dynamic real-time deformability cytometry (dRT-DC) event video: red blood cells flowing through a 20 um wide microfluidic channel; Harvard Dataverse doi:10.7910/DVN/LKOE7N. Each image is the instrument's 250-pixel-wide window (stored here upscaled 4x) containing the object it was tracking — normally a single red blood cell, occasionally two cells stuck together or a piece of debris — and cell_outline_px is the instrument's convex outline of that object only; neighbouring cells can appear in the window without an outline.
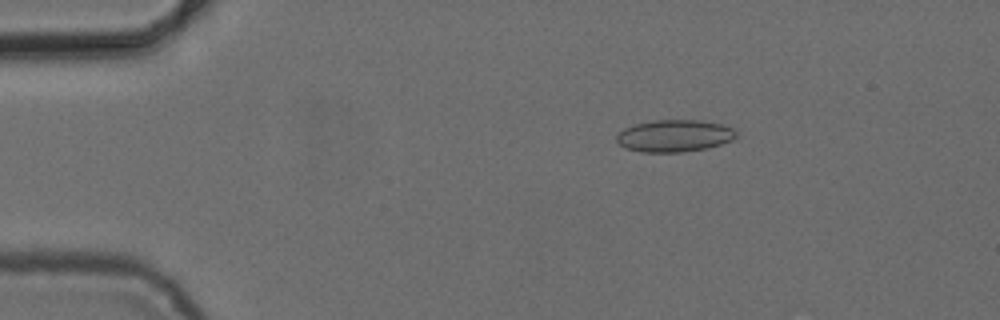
{"species": "common noctule bat (a hibernating species)", "species_latin": "Nyctalus noctula", "temperature_condition": "cold", "stored_images_in_passage": 5, "camera_frame_rate_fps": 3000, "um_per_image_px": 0.085, "animal": {"sex": "female", "body_mass_g": 24.6, "forearm_length_mm": 56.2}, "frame": {"image": 1, "passage_image": 1, "time_ms": 0.0, "image_size_px": [1000, 320], "cell_outline_px": [[736, 136], [732, 140], [708, 148], [680, 152], [640, 152], [624, 148], [616, 140], [616, 136], [624, 128], [636, 124], [652, 120], [700, 120], [720, 124], [732, 128], [736, 132]], "centroid_in_image_um": [57.3, 11.55], "position_along_channel_um": 27.7, "area_um2": 22.31}}
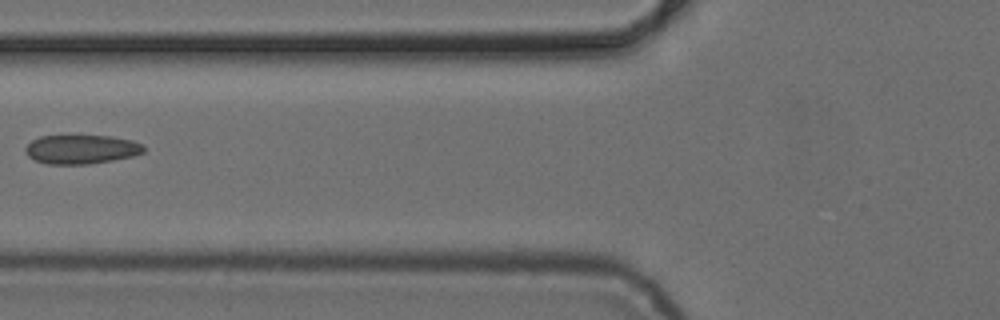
{"frame": {"image": 2, "passage_image": 4, "time_ms": 4.0, "image_size_px": [1000, 320], "cell_outline_px": [[144, 152], [132, 156], [112, 160], [88, 164], [48, 164], [36, 160], [28, 156], [24, 148], [32, 140], [40, 136], [112, 136], [132, 140], [144, 144]], "centroid_in_image_um": [6.92, 12.69], "position_along_channel_um": 118.9, "area_um2": 19.94}}
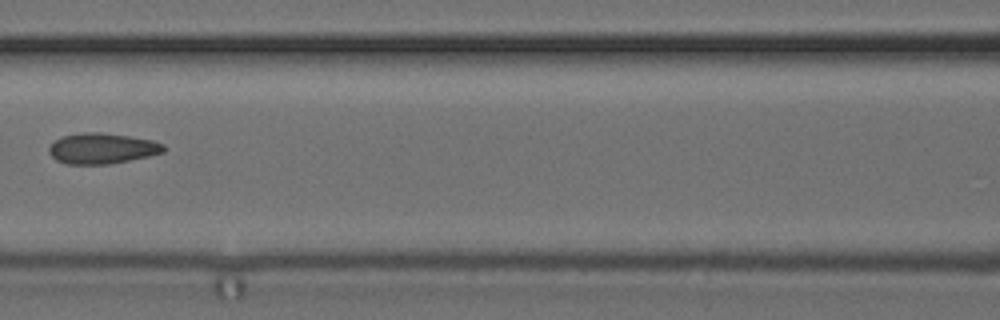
{"frame": {"image": 3, "passage_image": 5, "time_ms": 5.0, "image_size_px": [1000, 320], "cell_outline_px": [[168, 148], [164, 152], [148, 156], [108, 164], [68, 164], [56, 160], [48, 152], [48, 148], [56, 140], [64, 136], [84, 132], [100, 132], [128, 136], [152, 140], [164, 144]], "centroid_in_image_um": [8.7, 12.61], "position_along_channel_um": 157.9, "area_um2": 20.35}}